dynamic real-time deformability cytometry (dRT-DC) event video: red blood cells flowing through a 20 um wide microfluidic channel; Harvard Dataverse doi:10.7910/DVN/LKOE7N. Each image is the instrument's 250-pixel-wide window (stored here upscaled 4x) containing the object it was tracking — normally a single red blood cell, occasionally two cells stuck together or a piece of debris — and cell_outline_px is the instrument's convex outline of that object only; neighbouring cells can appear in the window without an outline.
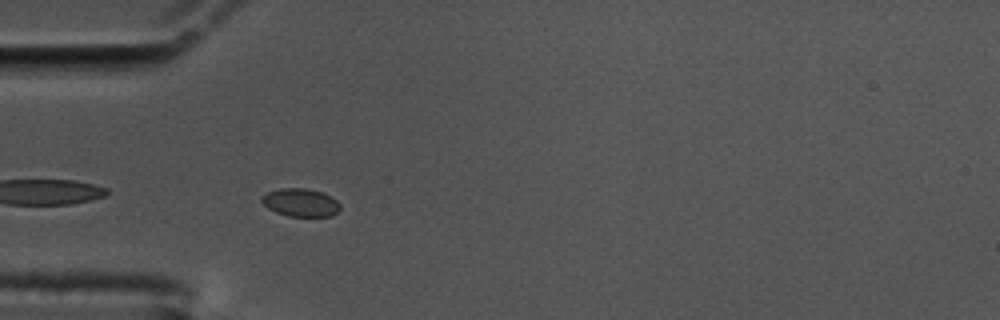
{"species": "common noctule bat (a hibernating species)", "species_latin": "Nyctalus noctula", "temperature_condition": "cold", "stored_images_in_passage": 44, "camera_frame_rate_fps": 3000, "um_per_image_px": 0.085, "animal": {"sex": "male", "body_mass_g": 17.5, "forearm_length_mm": 52.3}, "frame": {"image": 1, "passage_image": 3, "time_ms": 0.667, "image_size_px": [1000, 320], "cell_outline_px": [[340, 208], [332, 216], [288, 216], [276, 212], [268, 208], [260, 200], [260, 196], [268, 192], [280, 188], [304, 188], [324, 192], [332, 196], [340, 204]], "centroid_in_image_um": [25.55, 17.2], "position_along_channel_um": 59.5, "area_um2": 12.89}}
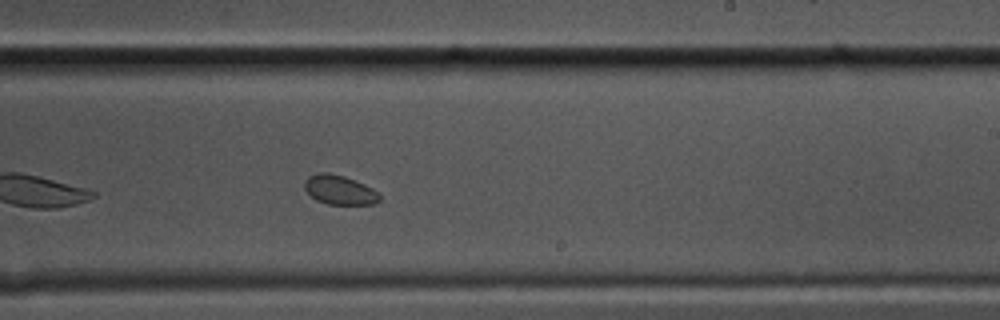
{"frame": {"image": 2, "passage_image": 21, "time_ms": 6.667, "image_size_px": [1000, 320], "cell_outline_px": [[380, 200], [376, 204], [328, 204], [316, 200], [304, 188], [304, 180], [308, 176], [320, 172], [328, 172], [344, 176], [364, 184], [372, 188], [380, 196]], "centroid_in_image_um": [28.84, 16.13], "position_along_channel_um": 260.2, "area_um2": 12.77}}
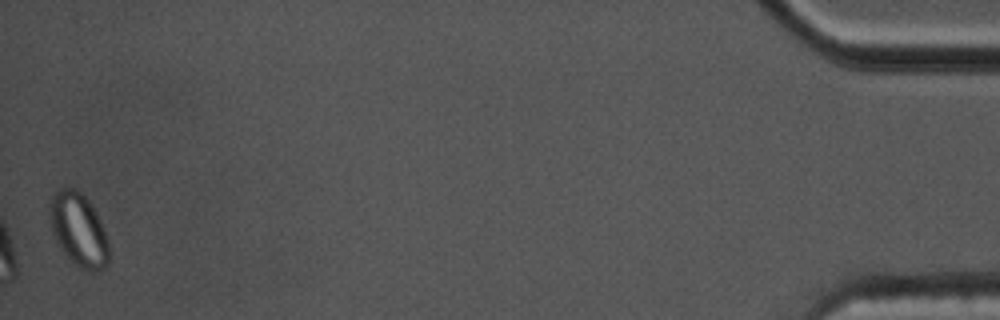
{"frame": {"image": 3, "passage_image": 44, "time_ms": 14.333, "image_size_px": [1000, 320], "cell_outline_px": [[108, 264], [104, 268], [92, 272], [80, 268], [56, 244], [48, 220], [48, 212], [52, 196], [60, 188], [76, 188], [88, 200], [96, 212], [100, 220], [108, 240]], "centroid_in_image_um": [6.66, 19.52], "position_along_channel_um": 428.5, "area_um2": 25.32}}